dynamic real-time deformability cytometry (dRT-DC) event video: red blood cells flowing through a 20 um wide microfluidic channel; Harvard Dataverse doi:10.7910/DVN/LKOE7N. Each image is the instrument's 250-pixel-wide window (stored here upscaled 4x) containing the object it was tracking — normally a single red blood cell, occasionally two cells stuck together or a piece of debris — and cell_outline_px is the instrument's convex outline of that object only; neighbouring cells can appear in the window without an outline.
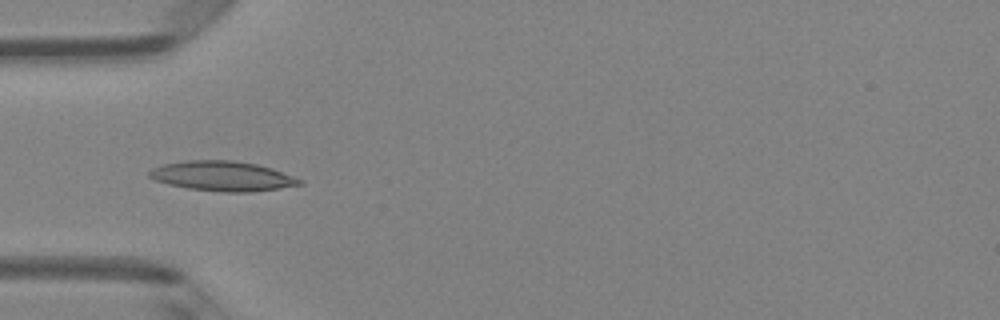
{"species": "Egyptian fruit bat (a non-hibernating species)", "species_latin": "Rousettus aegyptiacus", "temperature_condition": "room temperature", "stored_images_in_passage": 4, "camera_frame_rate_fps": 3000, "um_per_image_px": 0.085, "animal": {"sex": "female"}, "frame": {"image": 1, "passage_image": 4, "time_ms": 4.333, "image_size_px": [1000, 320], "cell_outline_px": [[304, 184], [280, 188], [248, 192], [224, 192], [188, 188], [168, 184], [156, 180], [148, 176], [148, 172], [152, 168], [164, 164], [188, 160], [232, 160], [256, 164], [272, 168], [304, 180]], "centroid_in_image_um": [18.93, 14.96], "position_along_channel_um": 66.1, "area_um2": 26.07}}